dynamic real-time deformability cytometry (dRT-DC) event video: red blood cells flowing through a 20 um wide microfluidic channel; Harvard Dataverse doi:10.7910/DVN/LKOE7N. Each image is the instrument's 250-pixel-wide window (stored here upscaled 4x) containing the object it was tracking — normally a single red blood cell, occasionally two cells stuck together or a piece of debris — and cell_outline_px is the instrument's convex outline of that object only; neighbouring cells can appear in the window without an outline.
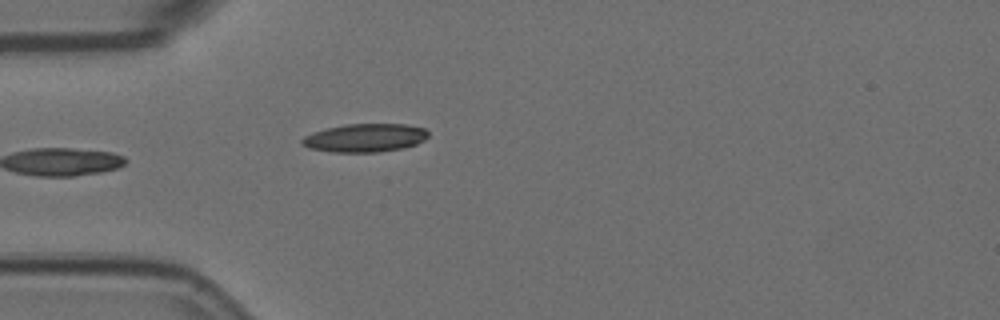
{"species": "Egyptian fruit bat (a non-hibernating species)", "species_latin": "Rousettus aegyptiacus", "temperature_condition": "room temperature", "stored_images_in_passage": 4, "camera_frame_rate_fps": 3000, "um_per_image_px": 0.085, "animal": {"sex": "female"}, "frame": {"image": 1, "passage_image": 4, "time_ms": 1.0, "image_size_px": [1000, 320], "cell_outline_px": [[428, 136], [424, 140], [416, 144], [404, 148], [376, 152], [332, 152], [308, 148], [300, 144], [300, 140], [304, 136], [312, 132], [328, 128], [348, 124], [408, 124], [424, 128], [428, 132]], "centroid_in_image_um": [31.01, 11.72], "position_along_channel_um": 54.0, "area_um2": 20.92}}